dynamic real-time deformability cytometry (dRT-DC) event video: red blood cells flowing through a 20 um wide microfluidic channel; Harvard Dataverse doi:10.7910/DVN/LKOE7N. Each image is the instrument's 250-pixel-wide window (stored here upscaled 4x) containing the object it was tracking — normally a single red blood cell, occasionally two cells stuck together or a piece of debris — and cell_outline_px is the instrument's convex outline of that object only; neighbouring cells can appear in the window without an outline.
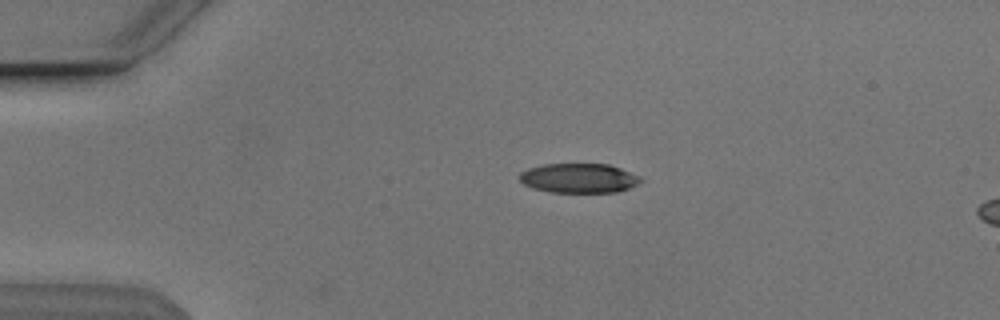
{"species": "Egyptian fruit bat (a non-hibernating species)", "species_latin": "Rousettus aegyptiacus", "temperature_condition": "cold", "stored_images_in_passage": 29, "camera_frame_rate_fps": 3000, "um_per_image_px": 0.085, "animal": {"sex": "male"}, "frame": {"image": 1, "passage_image": 1, "time_ms": 0.0, "image_size_px": [1000, 320], "cell_outline_px": [[644, 180], [628, 188], [616, 192], [548, 192], [532, 188], [524, 184], [520, 180], [520, 172], [528, 168], [544, 164], [608, 164], [620, 168], [640, 176]], "centroid_in_image_um": [49.19, 15.14], "position_along_channel_um": 35.8, "area_um2": 20.81}}
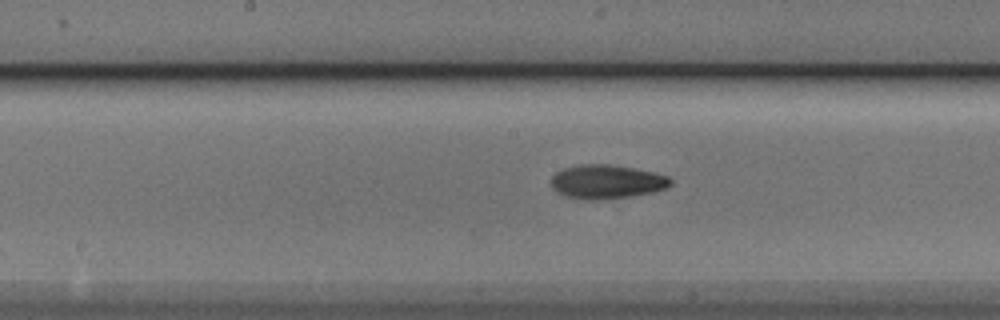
{"frame": {"image": 2, "passage_image": 17, "time_ms": 5.333, "image_size_px": [1000, 320], "cell_outline_px": [[672, 184], [664, 188], [652, 192], [628, 196], [600, 200], [584, 200], [564, 196], [556, 192], [552, 188], [552, 176], [556, 172], [564, 168], [580, 164], [608, 164], [632, 168], [652, 172], [668, 176], [672, 180]], "centroid_in_image_um": [51.52, 15.45], "position_along_channel_um": 196.7, "area_um2": 23.52}}
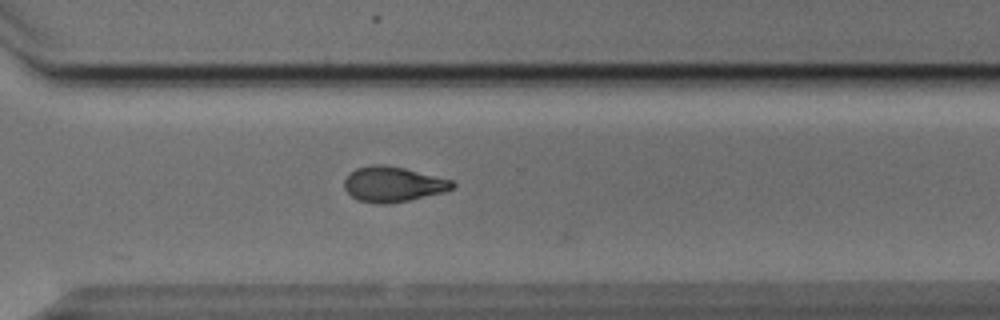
{"frame": {"image": 3, "passage_image": 28, "time_ms": 9.0, "image_size_px": [1000, 320], "cell_outline_px": [[456, 184], [452, 188], [444, 192], [408, 200], [388, 204], [376, 204], [360, 200], [352, 196], [344, 188], [344, 180], [348, 172], [356, 168], [372, 164], [380, 164], [404, 168], [452, 180]], "centroid_in_image_um": [33.37, 15.65], "position_along_channel_um": 337.2, "area_um2": 22.14}}